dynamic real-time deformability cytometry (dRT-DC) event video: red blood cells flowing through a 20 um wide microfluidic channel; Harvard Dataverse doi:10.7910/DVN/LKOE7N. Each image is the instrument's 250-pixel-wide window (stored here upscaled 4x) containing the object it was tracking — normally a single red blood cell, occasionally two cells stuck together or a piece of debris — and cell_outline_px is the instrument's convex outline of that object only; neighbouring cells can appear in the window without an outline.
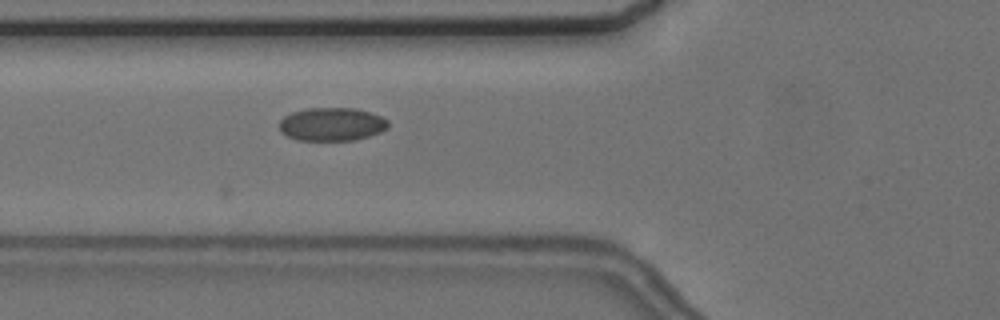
{"species": "common noctule bat (a hibernating species)", "species_latin": "Nyctalus noctula", "temperature_condition": "cold", "stored_images_in_passage": 2, "camera_frame_rate_fps": 3000, "um_per_image_px": 0.085, "animal": {"sex": "female", "body_mass_g": 24.6, "forearm_length_mm": 56.2}, "frame": {"image": 1, "passage_image": 2, "time_ms": 1.667, "image_size_px": [1000, 320], "cell_outline_px": [[388, 128], [380, 132], [356, 140], [296, 140], [280, 132], [280, 120], [284, 116], [292, 112], [308, 108], [356, 108], [372, 112], [388, 120]], "centroid_in_image_um": [28.21, 10.55], "position_along_channel_um": 97.6, "area_um2": 21.21}}